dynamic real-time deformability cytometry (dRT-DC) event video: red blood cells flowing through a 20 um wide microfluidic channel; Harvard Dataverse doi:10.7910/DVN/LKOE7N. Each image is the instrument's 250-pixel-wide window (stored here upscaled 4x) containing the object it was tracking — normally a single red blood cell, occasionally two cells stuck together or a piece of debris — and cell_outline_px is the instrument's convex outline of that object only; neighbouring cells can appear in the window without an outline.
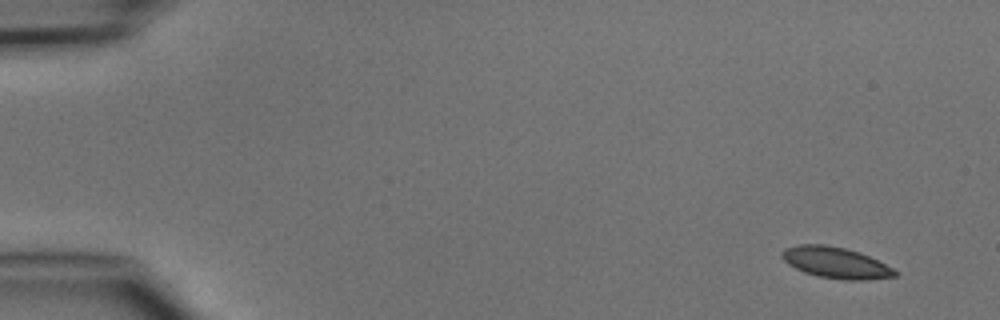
{"species": "common noctule bat (a hibernating species)", "species_latin": "Nyctalus noctula", "temperature_condition": "cold", "stored_images_in_passage": 5, "segment_of_instrument_passage": [1, 2], "camera_frame_rate_fps": 3000, "um_per_image_px": 0.085, "animal": {"sex": "male", "body_mass_g": 15.6}, "frame": {"image": 1, "passage_image": 1, "time_ms": 0.0, "image_size_px": [1000, 320], "cell_outline_px": [[900, 272], [896, 276], [868, 280], [844, 280], [820, 276], [804, 272], [788, 264], [780, 256], [780, 252], [784, 248], [800, 244], [824, 244], [844, 248], [860, 252]], "centroid_in_image_um": [71.02, 22.32], "position_along_channel_um": 14.0, "area_um2": 20.46}}